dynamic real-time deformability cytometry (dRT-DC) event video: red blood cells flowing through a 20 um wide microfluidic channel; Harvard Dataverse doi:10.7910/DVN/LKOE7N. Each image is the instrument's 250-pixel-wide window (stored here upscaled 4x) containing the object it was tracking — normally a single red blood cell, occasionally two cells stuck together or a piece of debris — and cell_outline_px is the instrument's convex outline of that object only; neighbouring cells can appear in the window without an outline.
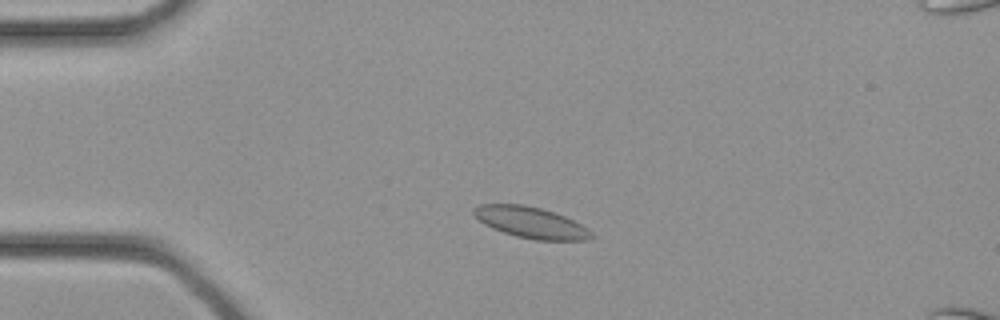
{"species": "common noctule bat (a hibernating species)", "species_latin": "Nyctalus noctula", "temperature_condition": "cold", "stored_images_in_passage": 28, "camera_frame_rate_fps": 3000, "um_per_image_px": 0.085, "animal": {"sex": "female", "body_mass_g": 21.9}, "frame": {"image": 1, "passage_image": 2, "time_ms": 0.333, "image_size_px": [1000, 320], "cell_outline_px": [[592, 236], [588, 240], [536, 240], [516, 236], [492, 228], [484, 224], [472, 212], [472, 208], [480, 204], [524, 204], [540, 208], [564, 216], [588, 228], [592, 232]], "centroid_in_image_um": [45.1, 18.91], "position_along_channel_um": 39.9, "area_um2": 21.15}}
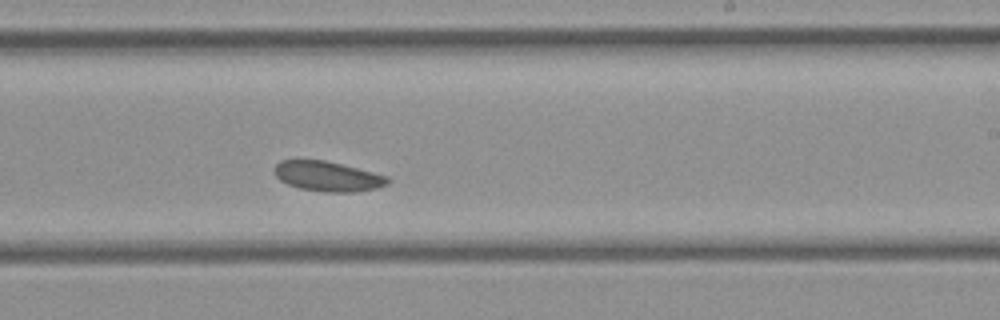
{"frame": {"image": 2, "passage_image": 15, "time_ms": 4.667, "image_size_px": [1000, 320], "cell_outline_px": [[388, 184], [376, 188], [356, 192], [328, 192], [300, 188], [288, 184], [280, 180], [272, 172], [276, 164], [280, 160], [324, 160], [388, 176]], "centroid_in_image_um": [27.82, 14.99], "position_along_channel_um": 261.2, "area_um2": 19.59}}
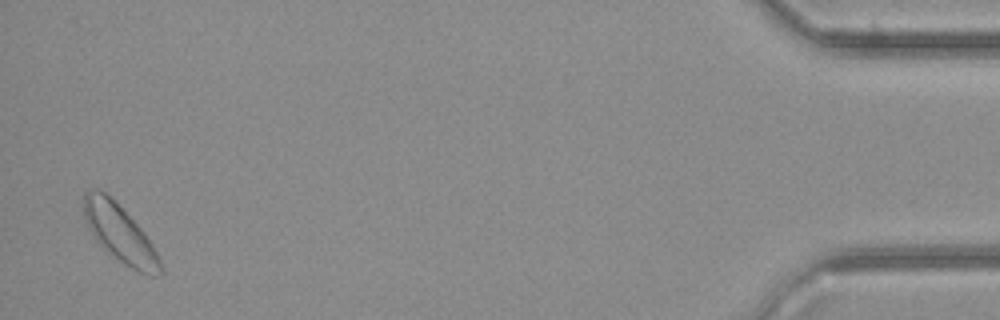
{"frame": {"image": 3, "passage_image": 28, "time_ms": 9.0, "image_size_px": [1000, 320], "cell_outline_px": [[164, 272], [156, 276], [148, 276], [124, 264], [104, 248], [96, 240], [88, 228], [84, 216], [84, 192], [96, 188], [100, 188], [112, 196], [144, 232], [152, 244], [164, 268]], "centroid_in_image_um": [10.19, 19.82], "position_along_channel_um": 425.0, "area_um2": 25.66}}